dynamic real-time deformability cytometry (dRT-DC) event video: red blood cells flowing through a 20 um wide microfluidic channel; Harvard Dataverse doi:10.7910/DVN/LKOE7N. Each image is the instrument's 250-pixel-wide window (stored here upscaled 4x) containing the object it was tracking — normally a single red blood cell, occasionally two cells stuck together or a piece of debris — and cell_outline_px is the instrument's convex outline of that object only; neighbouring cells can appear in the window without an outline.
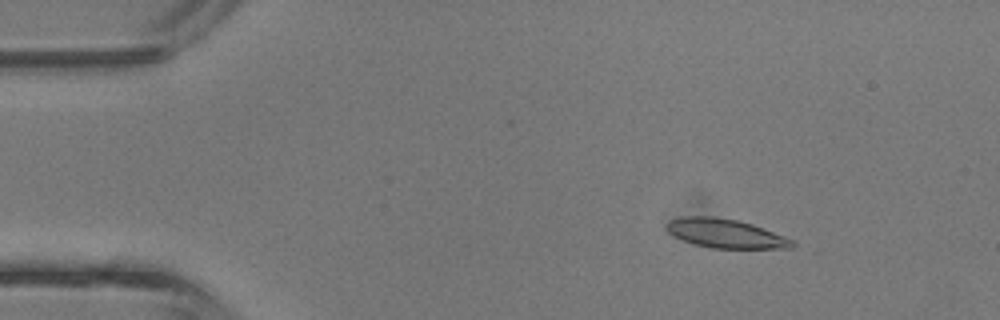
{"species": "common noctule bat (a hibernating species)", "species_latin": "Nyctalus noctula", "temperature_condition": "room temperature", "stored_images_in_passage": 43, "camera_frame_rate_fps": 3000, "um_per_image_px": 0.085, "animal": {"sex": "male", "body_mass_g": 13.3}, "frame": {"image": 1, "passage_image": 6, "time_ms": 1.667, "image_size_px": [1000, 320], "cell_outline_px": [[796, 244], [792, 248], [712, 248], [696, 244], [684, 240], [668, 232], [668, 220], [680, 216], [712, 216], [736, 220], [752, 224], [796, 240]], "centroid_in_image_um": [61.72, 19.84], "position_along_channel_um": 23.3, "area_um2": 21.1}}
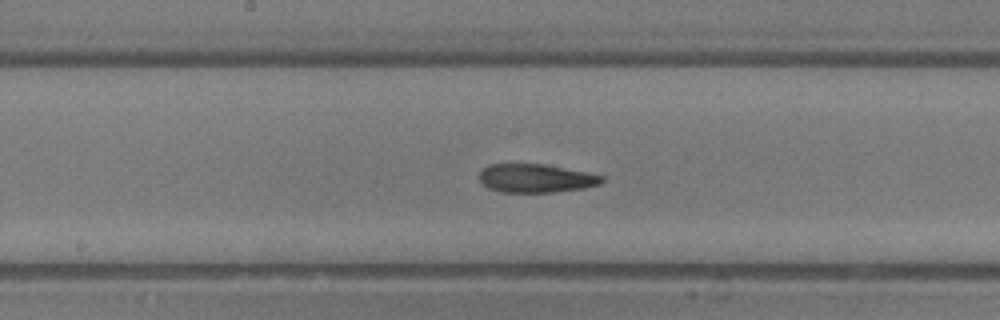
{"frame": {"image": 2, "passage_image": 22, "time_ms": 7.0, "image_size_px": [1000, 320], "cell_outline_px": [[604, 180], [600, 184], [584, 188], [556, 192], [500, 192], [488, 188], [480, 180], [480, 172], [488, 164], [544, 164], [604, 176]], "centroid_in_image_um": [45.54, 15.16], "position_along_channel_um": 202.7, "area_um2": 20.23}}
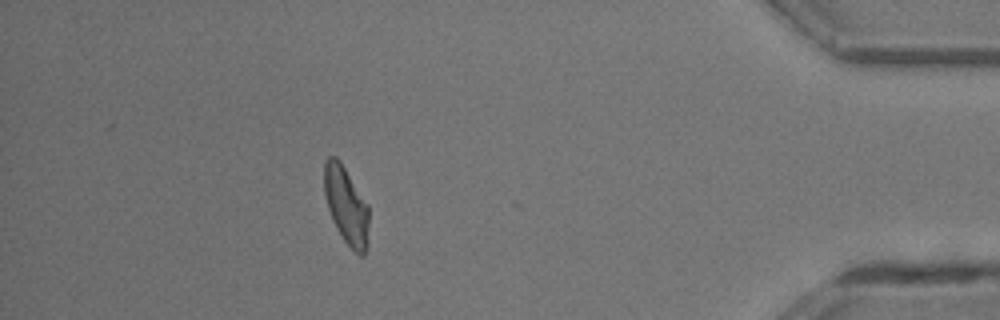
{"frame": {"image": 3, "passage_image": 38, "time_ms": 12.333, "image_size_px": [1000, 320], "cell_outline_px": [[368, 244], [364, 256], [360, 256], [344, 240], [336, 228], [332, 220], [328, 208], [324, 192], [324, 160], [328, 156], [336, 156], [340, 160], [368, 204]], "centroid_in_image_um": [29.42, 17.44], "position_along_channel_um": 405.8, "area_um2": 20.29}, "authors_computed_cell_mechanics": {"area_um2": 20.808, "velocity_mm_per_s": 4.8051, "shape_relaxation_time_tau1_ms": 7.6706, "shape_relaxation_time_tau2_ms": 2.7357, "deformation_change_tau1": 0.2446, "deformation_change_tau2": 0.1286}}